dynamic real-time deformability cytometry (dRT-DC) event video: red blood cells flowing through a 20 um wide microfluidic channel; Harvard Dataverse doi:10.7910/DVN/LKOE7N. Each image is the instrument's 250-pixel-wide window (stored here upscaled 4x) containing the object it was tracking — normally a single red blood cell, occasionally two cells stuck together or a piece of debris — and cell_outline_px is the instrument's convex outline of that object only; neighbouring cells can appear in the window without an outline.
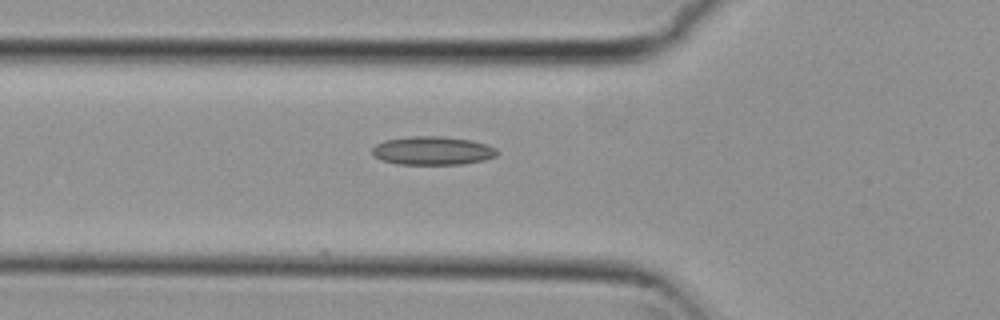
{"species": "common noctule bat (a hibernating species)", "species_latin": "Nyctalus noctula", "temperature_condition": "cold", "stored_images_in_passage": 2, "camera_frame_rate_fps": 3000, "um_per_image_px": 0.085, "animal": {"sex": "female", "body_mass_g": 29.2, "forearm_length_mm": 56.3}, "frame": {"image": 1, "passage_image": 2, "time_ms": 0.333, "image_size_px": [1000, 320], "cell_outline_px": [[500, 152], [496, 156], [484, 160], [460, 164], [396, 164], [380, 160], [372, 152], [372, 148], [376, 144], [384, 140], [408, 136], [444, 136], [472, 140], [496, 148]], "centroid_in_image_um": [36.76, 12.8], "position_along_channel_um": 89.0, "area_um2": 20.87}}